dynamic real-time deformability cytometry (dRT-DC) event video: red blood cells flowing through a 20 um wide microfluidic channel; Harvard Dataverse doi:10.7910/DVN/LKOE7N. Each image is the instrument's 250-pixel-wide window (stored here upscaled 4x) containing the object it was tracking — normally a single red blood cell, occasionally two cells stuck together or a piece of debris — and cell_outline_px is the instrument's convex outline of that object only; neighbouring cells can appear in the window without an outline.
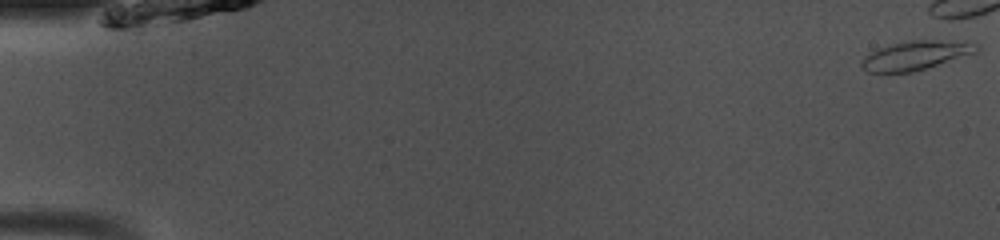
{"species": "common noctule bat (a hibernating species)", "species_latin": "Nyctalus noctula", "temperature_condition": "room temperature", "stored_images_in_passage": 18, "camera_frame_rate_fps": 3000, "um_per_image_px": 0.085, "animal": {"sex": "male", "body_mass_g": 13.0, "forearm_length_mm": 53.1}, "frame": {"image": 1, "passage_image": 1, "time_ms": 0.0, "image_size_px": [1000, 240], "cell_outline_px": [[980, 48], [976, 52], [912, 72], [868, 72], [860, 68], [860, 60], [864, 56], [880, 48], [892, 44], [912, 40], [940, 40], [980, 44]], "centroid_in_image_um": [77.78, 4.71], "position_along_channel_um": 7.2, "area_um2": 19.07}}